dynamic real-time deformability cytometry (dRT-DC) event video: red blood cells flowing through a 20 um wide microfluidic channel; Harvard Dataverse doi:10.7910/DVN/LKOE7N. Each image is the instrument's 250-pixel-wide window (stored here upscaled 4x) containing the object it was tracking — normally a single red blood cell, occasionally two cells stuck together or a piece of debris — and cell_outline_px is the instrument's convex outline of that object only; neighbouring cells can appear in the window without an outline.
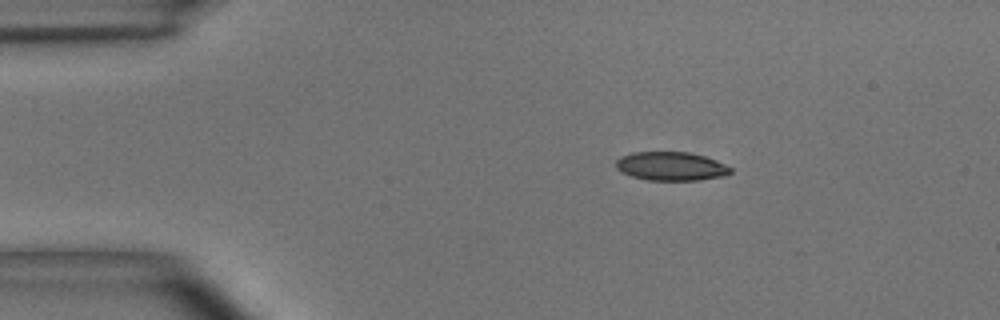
{"species": "common noctule bat (a hibernating species)", "species_latin": "Nyctalus noctula", "temperature_condition": "room temperature", "stored_images_in_passage": 39, "camera_frame_rate_fps": 3000, "um_per_image_px": 0.085, "animal": {"sex": "male", "body_mass_g": 15.6}, "frame": {"image": 1, "passage_image": 1, "time_ms": 0.0, "image_size_px": [1000, 320], "cell_outline_px": [[732, 172], [724, 176], [700, 180], [648, 180], [632, 176], [616, 168], [616, 160], [620, 156], [632, 152], [688, 152], [704, 156], [716, 160], [732, 168]], "centroid_in_image_um": [57.05, 14.13], "position_along_channel_um": 28.0, "area_um2": 19.13}}
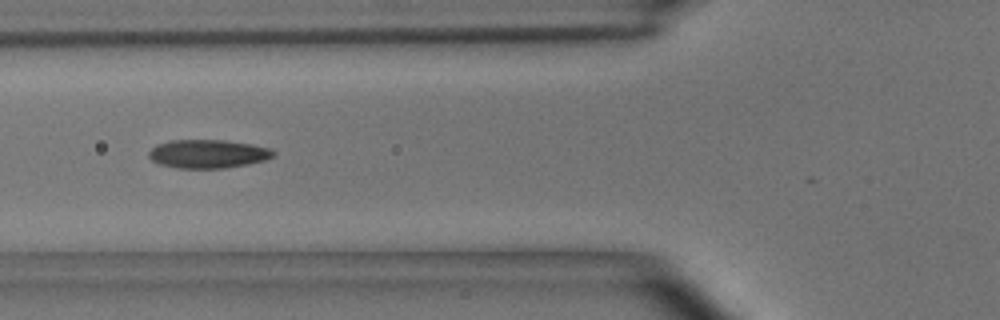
{"frame": {"image": 2, "passage_image": 12, "time_ms": 3.667, "image_size_px": [1000, 320], "cell_outline_px": [[276, 152], [272, 156], [264, 160], [248, 164], [224, 168], [176, 168], [160, 164], [152, 160], [148, 156], [148, 152], [156, 144], [172, 140], [224, 140], [252, 144], [272, 148]], "centroid_in_image_um": [17.67, 13.07], "position_along_channel_um": 108.1, "area_um2": 20.75}}
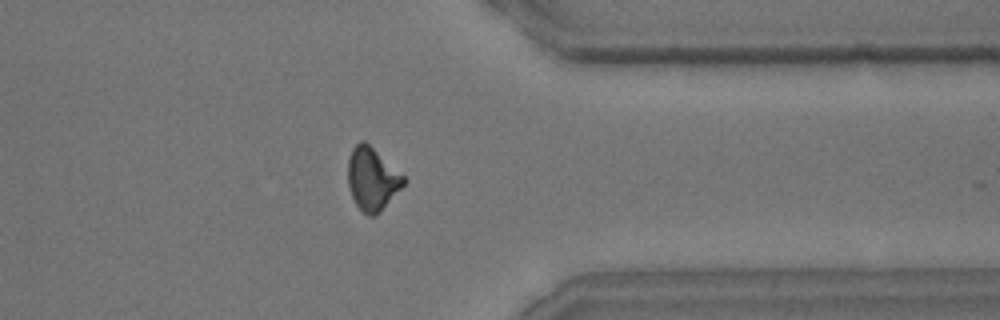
{"frame": {"image": 3, "passage_image": 35, "time_ms": 11.333, "image_size_px": [1000, 320], "cell_outline_px": [[404, 184], [380, 212], [376, 216], [368, 216], [356, 204], [352, 196], [348, 184], [348, 160], [352, 148], [360, 140], [364, 140], [404, 176]], "centroid_in_image_um": [31.61, 15.21], "position_along_channel_um": 379.8, "area_um2": 20.0}, "authors_computed_cell_mechanics": {"area_um2": 20.1722, "velocity_mm_per_s": 3.6476, "shape_relaxation_time_tau1_ms": 5.2056, "shape_relaxation_time_tau2_ms": 2.0187, "deformation_change_tau1": 0.1543, "deformation_change_tau2": 0.0868}}